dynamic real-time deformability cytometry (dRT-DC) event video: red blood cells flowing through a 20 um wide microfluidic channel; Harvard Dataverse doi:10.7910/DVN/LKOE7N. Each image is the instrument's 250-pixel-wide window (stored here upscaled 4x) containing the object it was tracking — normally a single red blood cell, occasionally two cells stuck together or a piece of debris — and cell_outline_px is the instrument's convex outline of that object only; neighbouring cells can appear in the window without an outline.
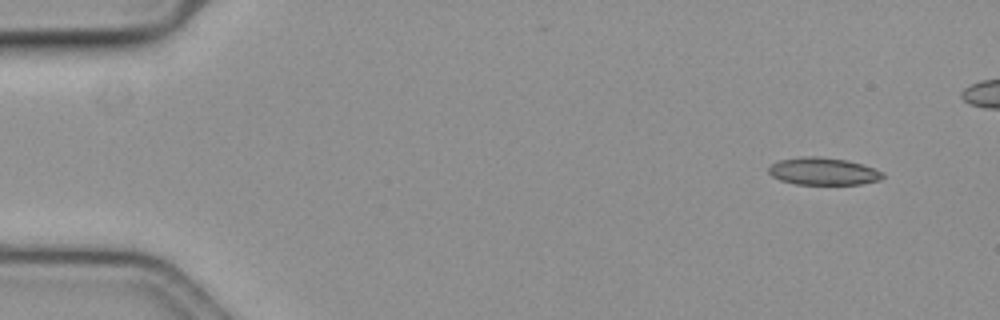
{"species": "common noctule bat (a hibernating species)", "species_latin": "Nyctalus noctula", "temperature_condition": "cold", "stored_images_in_passage": 49, "camera_frame_rate_fps": 3000, "um_per_image_px": 0.085, "animal": {"sex": "female", "body_mass_g": 19.3, "forearm_length_mm": 54.1}, "frame": {"image": 1, "passage_image": 1, "time_ms": 0.0, "image_size_px": [1000, 320], "cell_outline_px": [[884, 176], [880, 180], [860, 184], [796, 184], [780, 180], [772, 176], [768, 172], [768, 168], [772, 164], [780, 160], [800, 156], [820, 156], [848, 160], [884, 172]], "centroid_in_image_um": [69.96, 14.55], "position_along_channel_um": 15.0, "area_um2": 18.21}}
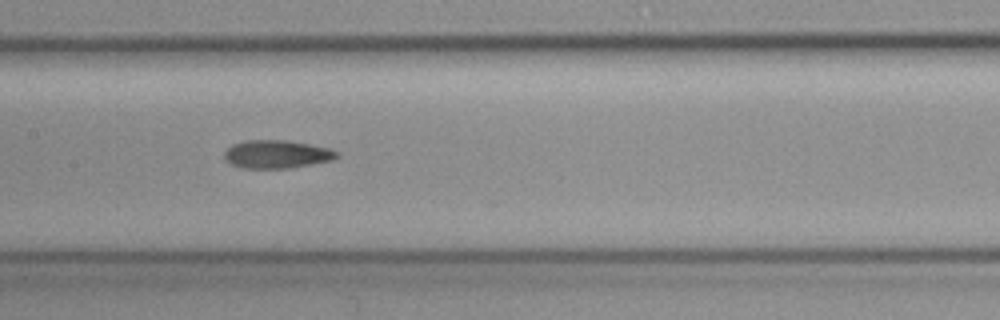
{"frame": {"image": 2, "passage_image": 25, "time_ms": 8.0, "image_size_px": [1000, 320], "cell_outline_px": [[340, 156], [332, 160], [292, 168], [240, 168], [224, 160], [224, 152], [232, 144], [248, 140], [284, 140], [308, 144], [328, 148], [336, 152]], "centroid_in_image_um": [23.49, 13.12], "position_along_channel_um": 183.9, "area_um2": 18.38}}
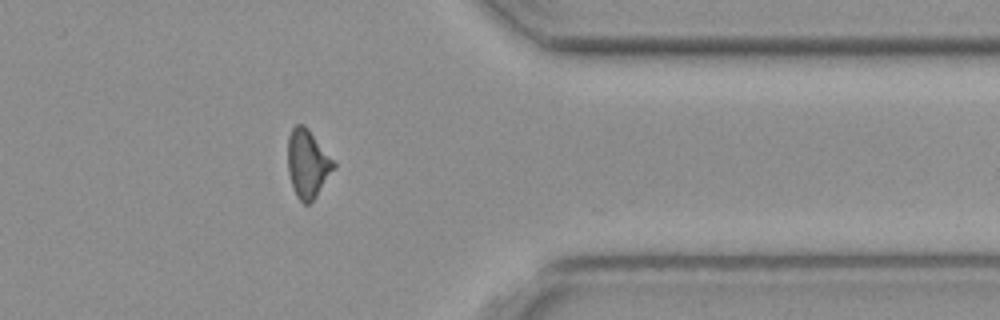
{"frame": {"image": 3, "passage_image": 43, "time_ms": 14.0, "image_size_px": [1000, 320], "cell_outline_px": [[336, 168], [316, 196], [308, 204], [304, 204], [296, 196], [288, 172], [288, 136], [292, 128], [296, 124], [304, 124], [308, 128], [336, 164]], "centroid_in_image_um": [26.15, 13.91], "position_along_channel_um": 385.3, "area_um2": 18.15}}